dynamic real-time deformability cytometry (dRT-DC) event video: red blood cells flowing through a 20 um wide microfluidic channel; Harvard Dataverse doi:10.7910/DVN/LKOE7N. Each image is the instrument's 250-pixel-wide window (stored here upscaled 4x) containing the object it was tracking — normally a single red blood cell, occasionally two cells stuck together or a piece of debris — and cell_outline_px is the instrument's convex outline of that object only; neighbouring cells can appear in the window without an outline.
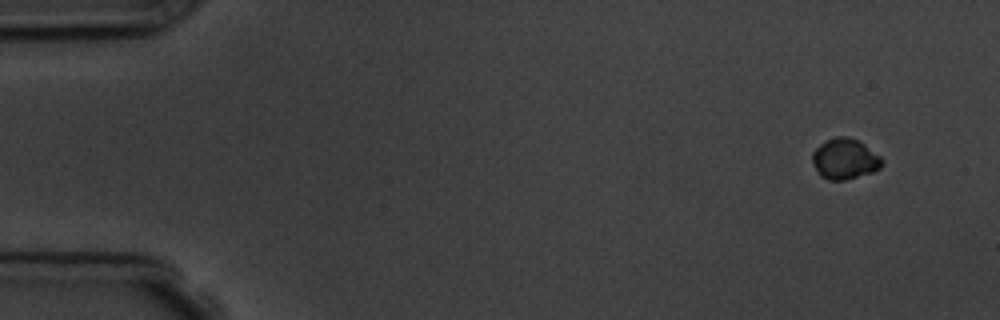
{"species": "common noctule bat (a hibernating species)", "species_latin": "Nyctalus noctula", "temperature_condition": "room temperature", "stored_images_in_passage": 6, "segment_of_instrument_passage": [2, 2], "camera_frame_rate_fps": 3000, "um_per_image_px": 0.085, "animal": {"sex": "male", "body_mass_g": 19.5, "forearm_length_mm": 54.6}, "frame": {"image": 1, "passage_image": 6, "time_ms": 6.333, "image_size_px": [1000, 320], "cell_outline_px": [[880, 168], [872, 172], [844, 180], [828, 180], [820, 176], [812, 160], [812, 152], [820, 144], [836, 136], [848, 136], [864, 144], [880, 156]], "centroid_in_image_um": [71.77, 13.5], "position_along_channel_um": 13.2, "area_um2": 16.18}}